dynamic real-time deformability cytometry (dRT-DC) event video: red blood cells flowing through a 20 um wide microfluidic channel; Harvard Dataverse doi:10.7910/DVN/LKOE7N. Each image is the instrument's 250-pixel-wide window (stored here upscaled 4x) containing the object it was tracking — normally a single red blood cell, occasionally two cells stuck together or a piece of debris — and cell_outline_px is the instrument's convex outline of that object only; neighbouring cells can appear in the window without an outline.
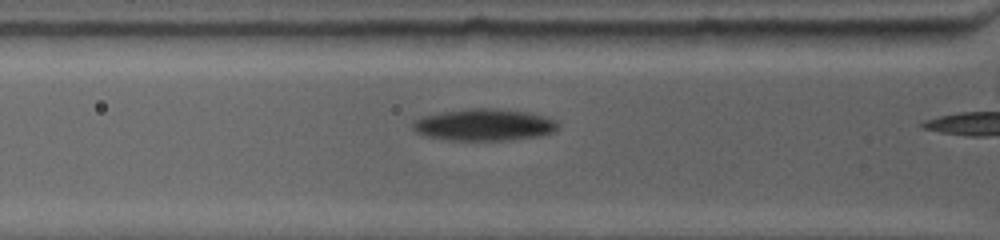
{"species": "common noctule bat (a hibernating species)", "species_latin": "Nyctalus noctula", "temperature_condition": "warm", "stored_images_in_passage": 6, "camera_frame_rate_fps": 4500, "um_per_image_px": 0.085, "animal": {"sex": "female", "body_mass_g": 19.0, "forearm_length_mm": 53.3}, "frame": {"image": 1, "passage_image": 5, "time_ms": 1.778, "image_size_px": [1000, 240], "cell_outline_px": [[560, 128], [552, 132], [536, 136], [500, 140], [460, 140], [424, 136], [416, 132], [412, 128], [412, 120], [420, 116], [440, 112], [464, 108], [500, 108], [528, 112], [544, 116], [556, 120], [560, 124]], "centroid_in_image_um": [41.12, 10.58], "position_along_channel_um": 84.7, "area_um2": 27.11}}